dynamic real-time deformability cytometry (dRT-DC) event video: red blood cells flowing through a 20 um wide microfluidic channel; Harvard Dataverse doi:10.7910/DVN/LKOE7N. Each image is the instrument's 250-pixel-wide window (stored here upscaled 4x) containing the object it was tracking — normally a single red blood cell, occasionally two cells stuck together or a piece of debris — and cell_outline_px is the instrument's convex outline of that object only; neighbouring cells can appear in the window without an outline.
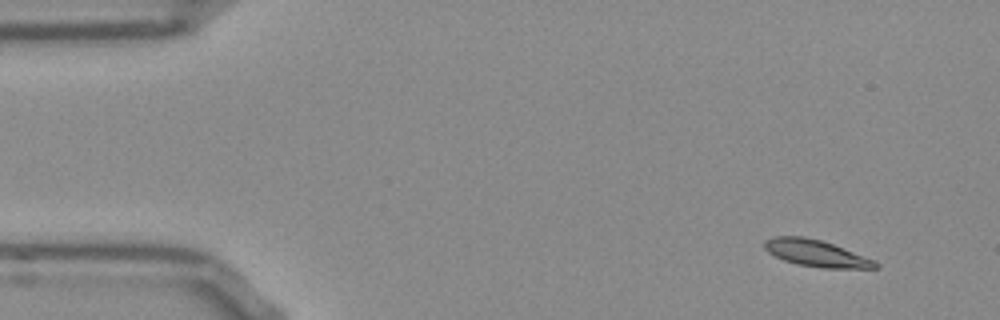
{"species": "Egyptian fruit bat (a non-hibernating species)", "species_latin": "Rousettus aegyptiacus", "temperature_condition": "room temperature", "stored_images_in_passage": 50, "camera_frame_rate_fps": 3000, "um_per_image_px": 0.085, "frame": {"image": 1, "passage_image": 1, "time_ms": 0.0, "image_size_px": [1000, 320], "cell_outline_px": [[880, 268], [820, 268], [796, 264], [784, 260], [768, 252], [764, 248], [764, 240], [772, 236], [804, 236], [820, 240], [832, 244], [872, 260], [880, 264]], "centroid_in_image_um": [69.31, 21.53], "position_along_channel_um": 15.7, "area_um2": 17.05}}
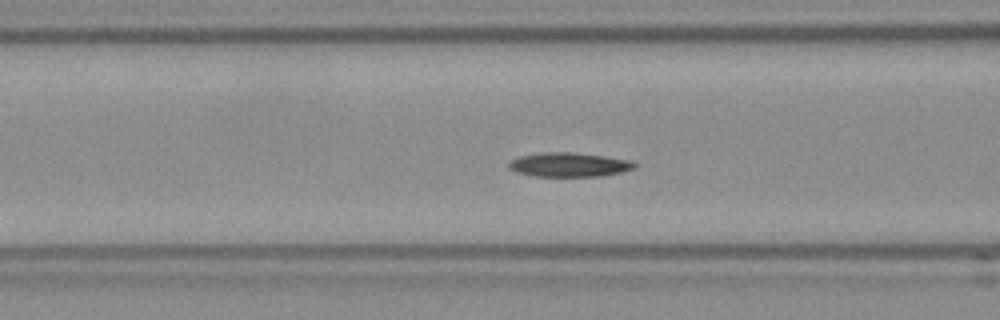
{"frame": {"image": 2, "passage_image": 17, "time_ms": 5.333, "image_size_px": [1000, 320], "cell_outline_px": [[636, 168], [620, 172], [600, 176], [536, 176], [516, 172], [508, 168], [508, 164], [512, 160], [520, 156], [540, 152], [572, 152], [604, 156], [632, 160], [636, 164]], "centroid_in_image_um": [48.37, 13.99], "position_along_channel_um": 118.2, "area_um2": 17.69}}
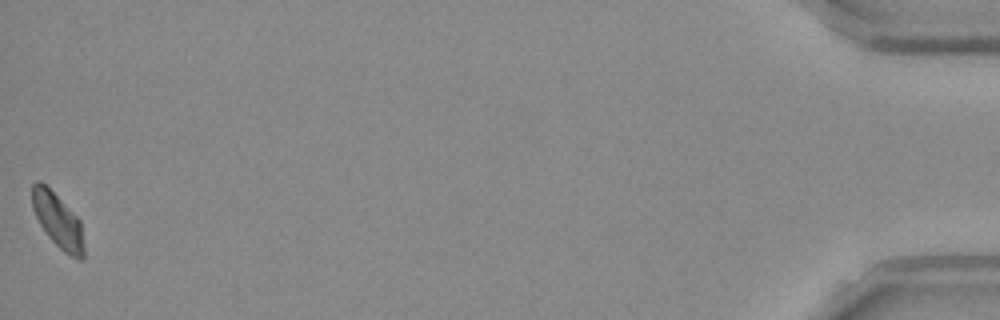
{"frame": {"image": 3, "passage_image": 50, "time_ms": 16.333, "image_size_px": [1000, 320], "cell_outline_px": [[84, 260], [80, 260], [64, 252], [48, 236], [40, 224], [32, 208], [32, 184], [36, 180], [40, 180], [80, 220], [84, 244]], "centroid_in_image_um": [4.92, 18.77], "position_along_channel_um": 430.3, "area_um2": 16.13}, "authors_computed_cell_mechanics": {"area_um2": 17.1666, "velocity_mm_per_s": 3.7608, "shape_relaxation_time_tau1_ms": 10.9233, "shape_relaxation_time_tau2_ms": null, "deformation_change_tau1": 0.1743, "deformation_change_tau2": null}}